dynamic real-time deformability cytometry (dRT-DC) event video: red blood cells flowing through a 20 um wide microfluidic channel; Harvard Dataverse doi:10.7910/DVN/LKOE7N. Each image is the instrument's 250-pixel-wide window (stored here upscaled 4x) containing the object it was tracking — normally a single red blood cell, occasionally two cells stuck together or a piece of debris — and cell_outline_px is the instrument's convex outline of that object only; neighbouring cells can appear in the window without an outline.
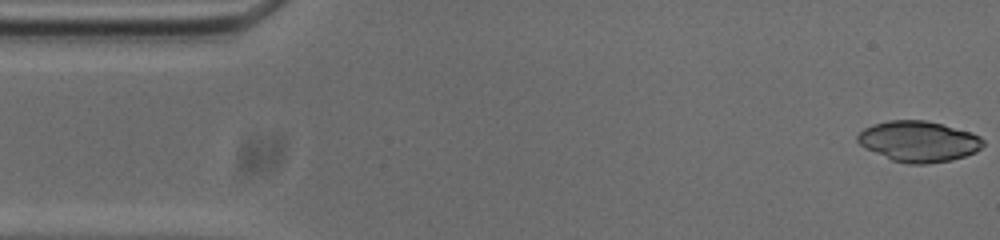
{"species": "common noctule bat (a hibernating species)", "species_latin": "Nyctalus noctula", "temperature_condition": "cold", "stored_images_in_passage": 52, "camera_frame_rate_fps": 3000, "um_per_image_px": 0.085, "animal": {"sex": "male", "body_mass_g": 20.0, "forearm_length_mm": 53.3}, "frame": {"image": 1, "passage_image": 1, "time_ms": 0.0, "image_size_px": [1000, 240], "cell_outline_px": [[984, 144], [976, 152], [952, 160], [928, 164], [908, 164], [892, 160], [864, 148], [856, 140], [856, 136], [864, 128], [872, 124], [888, 120], [924, 120], [972, 132], [980, 136], [984, 140]], "centroid_in_image_um": [78.07, 12.02], "position_along_channel_um": 6.9, "area_um2": 29.94}}